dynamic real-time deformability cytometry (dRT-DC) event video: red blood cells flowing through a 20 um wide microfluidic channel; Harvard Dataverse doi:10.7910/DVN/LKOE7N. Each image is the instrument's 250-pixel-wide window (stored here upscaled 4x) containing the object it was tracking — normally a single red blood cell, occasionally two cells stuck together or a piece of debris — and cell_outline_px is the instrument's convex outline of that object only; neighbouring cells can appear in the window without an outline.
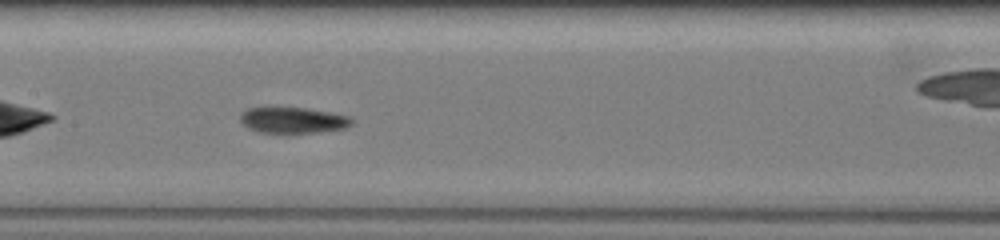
{"species": "common noctule bat (a hibernating species)", "species_latin": "Nyctalus noctula", "temperature_condition": "warm", "stored_images_in_passage": 34, "camera_frame_rate_fps": 3000, "um_per_image_px": 0.085, "animal": {"sex": "female", "body_mass_g": 19.5, "forearm_length_mm": 54.1}, "frame": {"image": 1, "passage_image": 11, "time_ms": 3.0, "image_size_px": [1000, 240], "cell_outline_px": [[356, 120], [352, 124], [344, 128], [320, 132], [260, 132], [248, 128], [240, 120], [240, 116], [248, 108], [304, 108], [332, 112], [348, 116]], "centroid_in_image_um": [24.96, 10.21], "position_along_channel_um": 182.4, "area_um2": 16.59}}
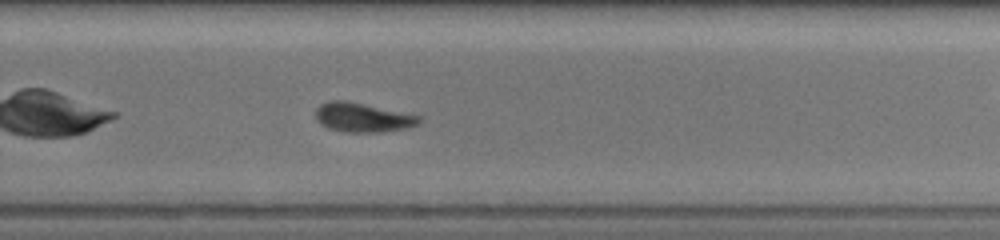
{"frame": {"image": 2, "passage_image": 20, "time_ms": 6.0, "image_size_px": [1000, 240], "cell_outline_px": [[420, 124], [408, 128], [380, 132], [344, 132], [320, 124], [316, 116], [316, 108], [320, 104], [332, 100], [348, 100], [420, 116]], "centroid_in_image_um": [30.84, 9.98], "position_along_channel_um": 299.0, "area_um2": 17.57}}
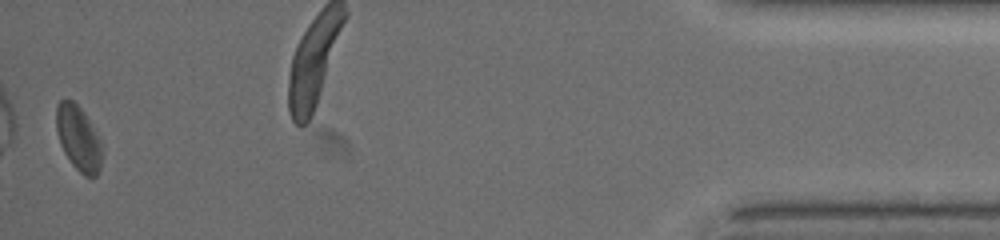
{"frame": {"image": 3, "passage_image": 34, "time_ms": 11.333, "image_size_px": [1000, 240], "cell_outline_px": [[100, 172], [96, 176], [84, 176], [72, 164], [64, 152], [60, 144], [56, 128], [56, 104], [60, 100], [72, 100], [84, 112], [100, 140]], "centroid_in_image_um": [6.63, 11.74], "position_along_channel_um": 428.6, "area_um2": 16.99}, "authors_computed_cell_mechanics": {"area_um2": 16.9932, "velocity_mm_per_s": 3.8949, "shape_relaxation_time_tau1_ms": 3.8856, "shape_relaxation_time_tau2_ms": 3.8007, "deformation_change_tau1": 0.1688, "deformation_change_tau2": 0.0986}}